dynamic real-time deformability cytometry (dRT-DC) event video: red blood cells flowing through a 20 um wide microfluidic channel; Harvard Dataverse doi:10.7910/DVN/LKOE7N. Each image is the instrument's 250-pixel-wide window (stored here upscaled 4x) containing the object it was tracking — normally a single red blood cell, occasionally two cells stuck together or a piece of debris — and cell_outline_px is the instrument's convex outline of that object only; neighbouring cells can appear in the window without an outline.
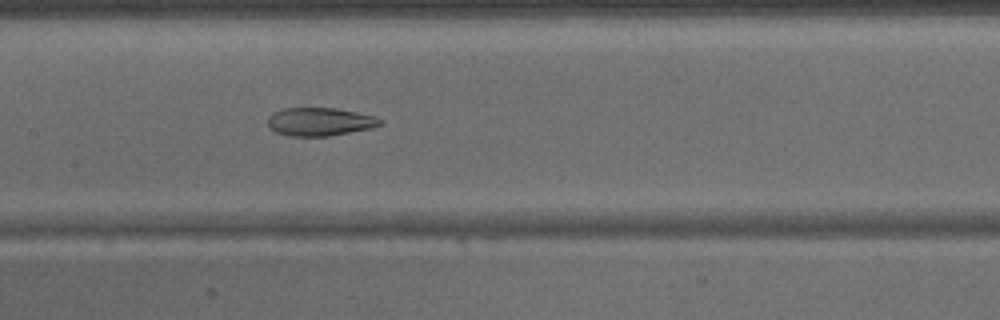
{"species": "common noctule bat (a hibernating species)", "species_latin": "Nyctalus noctula", "temperature_condition": "warm", "stored_images_in_passage": 32, "camera_frame_rate_fps": 3000, "um_per_image_px": 0.085, "animal": {"sex": "male", "body_mass_g": 15.6}, "frame": {"image": 1, "passage_image": 9, "time_ms": 2.667, "image_size_px": [1000, 320], "cell_outline_px": [[384, 124], [372, 128], [328, 136], [288, 136], [276, 132], [268, 128], [268, 116], [272, 112], [284, 108], [336, 108], [376, 116], [384, 120]], "centroid_in_image_um": [27.19, 10.34], "position_along_channel_um": 180.2, "area_um2": 18.73}}
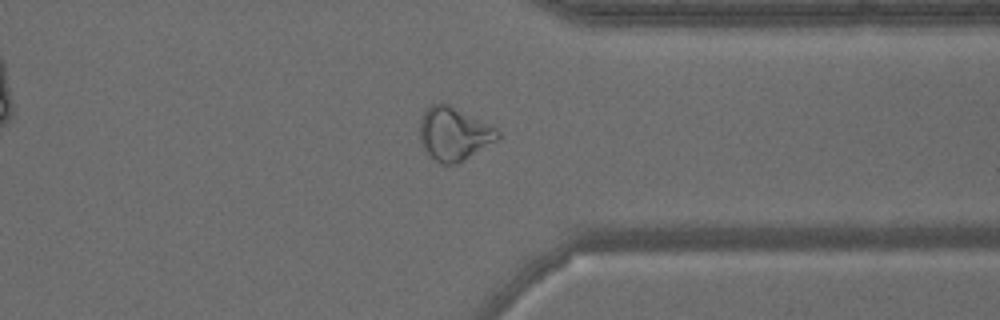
{"frame": {"image": 2, "passage_image": 22, "time_ms": 7.0, "image_size_px": [1000, 320], "cell_outline_px": [[500, 136], [496, 140], [456, 164], [440, 164], [424, 148], [420, 140], [420, 120], [424, 112], [432, 104], [448, 104], [496, 128], [500, 132]], "centroid_in_image_um": [38.57, 11.37], "position_along_channel_um": 372.8, "area_um2": 23.47}}
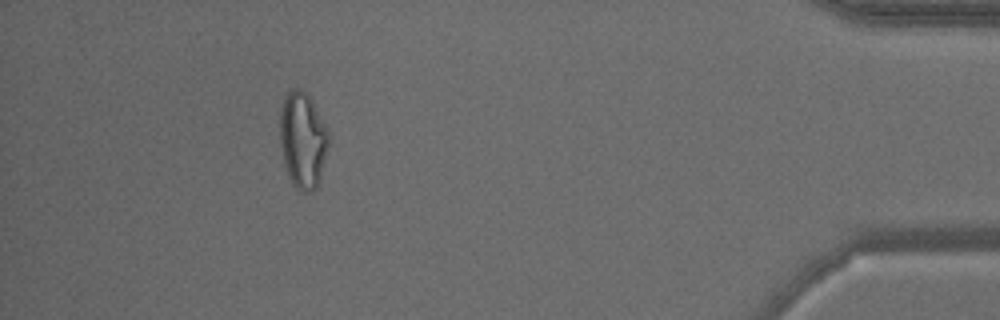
{"frame": {"image": 3, "passage_image": 28, "time_ms": 9.0, "image_size_px": [1000, 320], "cell_outline_px": [[332, 140], [320, 180], [316, 188], [312, 192], [300, 192], [292, 184], [288, 176], [284, 164], [280, 144], [280, 108], [284, 96], [292, 88], [300, 88], [312, 100], [328, 128]], "centroid_in_image_um": [25.77, 11.93], "position_along_channel_um": 409.4, "area_um2": 28.21}}